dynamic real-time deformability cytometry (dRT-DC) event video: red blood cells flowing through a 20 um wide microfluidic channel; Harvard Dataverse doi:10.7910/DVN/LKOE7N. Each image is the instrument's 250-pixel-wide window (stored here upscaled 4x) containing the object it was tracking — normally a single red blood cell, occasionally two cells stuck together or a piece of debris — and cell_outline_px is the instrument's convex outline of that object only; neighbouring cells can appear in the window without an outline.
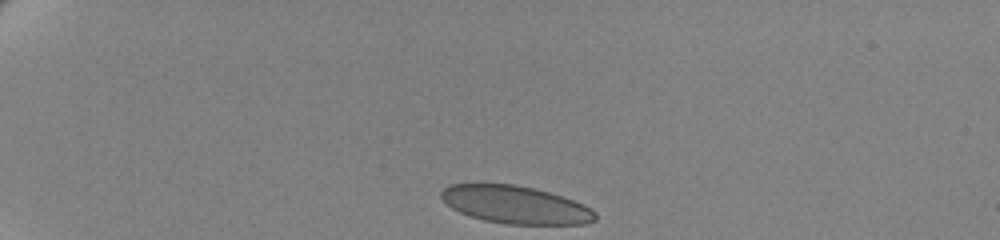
{"species": "human", "species_latin": "Homo sapiens", "temperature_condition": "cold", "stored_images_in_passage": 43, "camera_frame_rate_fps": 3000, "um_per_image_px": 0.085, "donor": {"sex": "female"}, "frame": {"image": 1, "passage_image": 1, "time_ms": 0.0, "image_size_px": [1000, 240], "cell_outline_px": [[596, 220], [588, 224], [504, 224], [484, 220], [460, 212], [452, 208], [440, 196], [440, 192], [448, 184], [516, 184], [564, 196], [584, 204], [592, 208], [596, 212]], "centroid_in_image_um": [43.86, 17.4], "position_along_channel_um": 41.1, "area_um2": 33.93}}
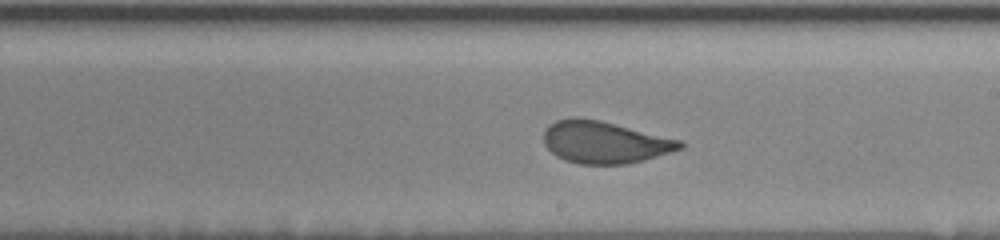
{"frame": {"image": 2, "passage_image": 24, "time_ms": 7.667, "image_size_px": [1000, 240], "cell_outline_px": [[684, 148], [644, 160], [628, 164], [580, 164], [564, 160], [556, 156], [544, 144], [544, 132], [556, 120], [600, 120], [680, 140], [684, 144]], "centroid_in_image_um": [51.43, 12.13], "position_along_channel_um": 237.6, "area_um2": 32.66}}
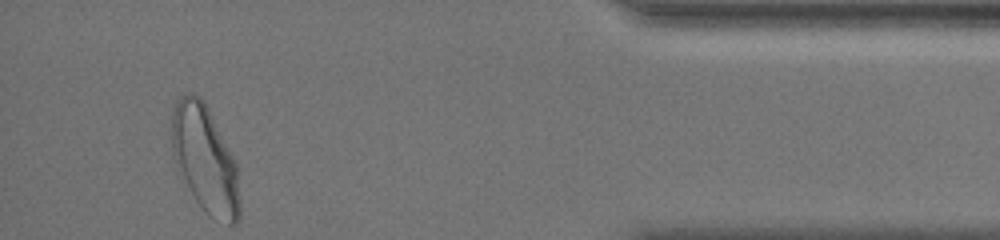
{"frame": {"image": 3, "passage_image": 43, "time_ms": 14.0, "image_size_px": [1000, 240], "cell_outline_px": [[240, 220], [236, 224], [228, 224], [212, 216], [196, 200], [176, 172], [172, 156], [172, 112], [176, 100], [180, 96], [188, 92], [192, 92], [200, 96], [208, 108], [236, 164], [240, 200]], "centroid_in_image_um": [17.39, 13.53], "position_along_channel_um": 417.8, "area_um2": 42.37}, "authors_computed_cell_mechanics": {"area_um2": 34.4488, "velocity_mm_per_s": 3.437, "shape_relaxation_time_tau1_ms": 6.7715, "shape_relaxation_time_tau2_ms": null, "deformation_change_tau1": 0.1528, "deformation_change_tau2": null}}